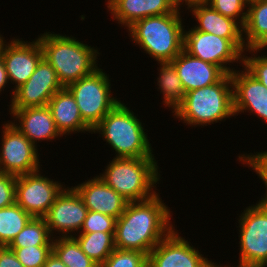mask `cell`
Returning a JSON list of instances; mask_svg holds the SVG:
<instances>
[{"label": "cell", "mask_w": 267, "mask_h": 267, "mask_svg": "<svg viewBox=\"0 0 267 267\" xmlns=\"http://www.w3.org/2000/svg\"><path fill=\"white\" fill-rule=\"evenodd\" d=\"M184 238L174 229L148 254L147 267H211L212 260Z\"/></svg>", "instance_id": "cell-14"}, {"label": "cell", "mask_w": 267, "mask_h": 267, "mask_svg": "<svg viewBox=\"0 0 267 267\" xmlns=\"http://www.w3.org/2000/svg\"><path fill=\"white\" fill-rule=\"evenodd\" d=\"M193 14L198 25L195 30L207 32L226 39H243V27L234 19L225 17L208 3H194L185 8Z\"/></svg>", "instance_id": "cell-22"}, {"label": "cell", "mask_w": 267, "mask_h": 267, "mask_svg": "<svg viewBox=\"0 0 267 267\" xmlns=\"http://www.w3.org/2000/svg\"><path fill=\"white\" fill-rule=\"evenodd\" d=\"M122 101L119 102L92 130L115 152V157H155L148 133L138 115ZM104 137V138H103Z\"/></svg>", "instance_id": "cell-5"}, {"label": "cell", "mask_w": 267, "mask_h": 267, "mask_svg": "<svg viewBox=\"0 0 267 267\" xmlns=\"http://www.w3.org/2000/svg\"><path fill=\"white\" fill-rule=\"evenodd\" d=\"M243 39L247 49H267V0L248 1Z\"/></svg>", "instance_id": "cell-23"}, {"label": "cell", "mask_w": 267, "mask_h": 267, "mask_svg": "<svg viewBox=\"0 0 267 267\" xmlns=\"http://www.w3.org/2000/svg\"><path fill=\"white\" fill-rule=\"evenodd\" d=\"M62 88L57 73L43 58L27 82L14 91L9 109L47 106Z\"/></svg>", "instance_id": "cell-15"}, {"label": "cell", "mask_w": 267, "mask_h": 267, "mask_svg": "<svg viewBox=\"0 0 267 267\" xmlns=\"http://www.w3.org/2000/svg\"><path fill=\"white\" fill-rule=\"evenodd\" d=\"M116 218L96 211L88 210L83 226L79 233H115Z\"/></svg>", "instance_id": "cell-33"}, {"label": "cell", "mask_w": 267, "mask_h": 267, "mask_svg": "<svg viewBox=\"0 0 267 267\" xmlns=\"http://www.w3.org/2000/svg\"><path fill=\"white\" fill-rule=\"evenodd\" d=\"M38 40L43 58L55 70L63 87L94 73L100 67L97 63L98 49L72 35L44 32L38 35Z\"/></svg>", "instance_id": "cell-2"}, {"label": "cell", "mask_w": 267, "mask_h": 267, "mask_svg": "<svg viewBox=\"0 0 267 267\" xmlns=\"http://www.w3.org/2000/svg\"><path fill=\"white\" fill-rule=\"evenodd\" d=\"M64 187L41 170L16 176L15 202L32 217L43 218Z\"/></svg>", "instance_id": "cell-11"}, {"label": "cell", "mask_w": 267, "mask_h": 267, "mask_svg": "<svg viewBox=\"0 0 267 267\" xmlns=\"http://www.w3.org/2000/svg\"><path fill=\"white\" fill-rule=\"evenodd\" d=\"M172 113L174 118L192 127L234 117L231 74H226L218 83L186 92L183 102Z\"/></svg>", "instance_id": "cell-3"}, {"label": "cell", "mask_w": 267, "mask_h": 267, "mask_svg": "<svg viewBox=\"0 0 267 267\" xmlns=\"http://www.w3.org/2000/svg\"><path fill=\"white\" fill-rule=\"evenodd\" d=\"M106 3L113 21L125 28L140 19L173 13L178 9L173 0H107Z\"/></svg>", "instance_id": "cell-19"}, {"label": "cell", "mask_w": 267, "mask_h": 267, "mask_svg": "<svg viewBox=\"0 0 267 267\" xmlns=\"http://www.w3.org/2000/svg\"><path fill=\"white\" fill-rule=\"evenodd\" d=\"M33 217L16 202L0 209V246H8Z\"/></svg>", "instance_id": "cell-26"}, {"label": "cell", "mask_w": 267, "mask_h": 267, "mask_svg": "<svg viewBox=\"0 0 267 267\" xmlns=\"http://www.w3.org/2000/svg\"><path fill=\"white\" fill-rule=\"evenodd\" d=\"M0 55L5 63L8 80L15 84L11 92L12 99L14 91L25 84L36 70L43 59V51L38 38L25 42L14 37L7 42L0 34Z\"/></svg>", "instance_id": "cell-12"}, {"label": "cell", "mask_w": 267, "mask_h": 267, "mask_svg": "<svg viewBox=\"0 0 267 267\" xmlns=\"http://www.w3.org/2000/svg\"><path fill=\"white\" fill-rule=\"evenodd\" d=\"M8 83L10 82L8 80L5 63L2 56L0 55V93L4 91Z\"/></svg>", "instance_id": "cell-37"}, {"label": "cell", "mask_w": 267, "mask_h": 267, "mask_svg": "<svg viewBox=\"0 0 267 267\" xmlns=\"http://www.w3.org/2000/svg\"><path fill=\"white\" fill-rule=\"evenodd\" d=\"M156 161L155 157H114L98 176L128 202L144 201L157 194L161 174Z\"/></svg>", "instance_id": "cell-6"}, {"label": "cell", "mask_w": 267, "mask_h": 267, "mask_svg": "<svg viewBox=\"0 0 267 267\" xmlns=\"http://www.w3.org/2000/svg\"><path fill=\"white\" fill-rule=\"evenodd\" d=\"M263 50L266 49H247L245 52L251 56L243 54L242 65L267 88V55H258Z\"/></svg>", "instance_id": "cell-34"}, {"label": "cell", "mask_w": 267, "mask_h": 267, "mask_svg": "<svg viewBox=\"0 0 267 267\" xmlns=\"http://www.w3.org/2000/svg\"><path fill=\"white\" fill-rule=\"evenodd\" d=\"M42 267H66V265L52 252Z\"/></svg>", "instance_id": "cell-38"}, {"label": "cell", "mask_w": 267, "mask_h": 267, "mask_svg": "<svg viewBox=\"0 0 267 267\" xmlns=\"http://www.w3.org/2000/svg\"><path fill=\"white\" fill-rule=\"evenodd\" d=\"M28 246H53V238L44 218L33 217L8 245L9 248Z\"/></svg>", "instance_id": "cell-28"}, {"label": "cell", "mask_w": 267, "mask_h": 267, "mask_svg": "<svg viewBox=\"0 0 267 267\" xmlns=\"http://www.w3.org/2000/svg\"><path fill=\"white\" fill-rule=\"evenodd\" d=\"M205 2L225 17L236 20L243 27L248 0H206Z\"/></svg>", "instance_id": "cell-30"}, {"label": "cell", "mask_w": 267, "mask_h": 267, "mask_svg": "<svg viewBox=\"0 0 267 267\" xmlns=\"http://www.w3.org/2000/svg\"><path fill=\"white\" fill-rule=\"evenodd\" d=\"M255 204L246 207L238 218V263L267 267V206Z\"/></svg>", "instance_id": "cell-9"}, {"label": "cell", "mask_w": 267, "mask_h": 267, "mask_svg": "<svg viewBox=\"0 0 267 267\" xmlns=\"http://www.w3.org/2000/svg\"><path fill=\"white\" fill-rule=\"evenodd\" d=\"M184 92L218 83L226 73L217 65L195 58L182 50L172 61Z\"/></svg>", "instance_id": "cell-20"}, {"label": "cell", "mask_w": 267, "mask_h": 267, "mask_svg": "<svg viewBox=\"0 0 267 267\" xmlns=\"http://www.w3.org/2000/svg\"><path fill=\"white\" fill-rule=\"evenodd\" d=\"M74 238L82 251L100 266L115 249L114 233L101 231L93 233H78Z\"/></svg>", "instance_id": "cell-25"}, {"label": "cell", "mask_w": 267, "mask_h": 267, "mask_svg": "<svg viewBox=\"0 0 267 267\" xmlns=\"http://www.w3.org/2000/svg\"><path fill=\"white\" fill-rule=\"evenodd\" d=\"M180 10L133 23L127 28L132 43L139 45L157 63L171 62L183 50L185 26Z\"/></svg>", "instance_id": "cell-4"}, {"label": "cell", "mask_w": 267, "mask_h": 267, "mask_svg": "<svg viewBox=\"0 0 267 267\" xmlns=\"http://www.w3.org/2000/svg\"><path fill=\"white\" fill-rule=\"evenodd\" d=\"M239 162H242V165H247L249 169H252L259 178L262 180L266 187L265 196L259 199L257 203L267 206V151L249 153V154H241L238 156Z\"/></svg>", "instance_id": "cell-32"}, {"label": "cell", "mask_w": 267, "mask_h": 267, "mask_svg": "<svg viewBox=\"0 0 267 267\" xmlns=\"http://www.w3.org/2000/svg\"><path fill=\"white\" fill-rule=\"evenodd\" d=\"M206 0H173V2L177 5L178 8L182 7L181 5H186L187 7L199 2H204ZM185 3V4H183Z\"/></svg>", "instance_id": "cell-39"}, {"label": "cell", "mask_w": 267, "mask_h": 267, "mask_svg": "<svg viewBox=\"0 0 267 267\" xmlns=\"http://www.w3.org/2000/svg\"><path fill=\"white\" fill-rule=\"evenodd\" d=\"M73 188L80 195L88 210L110 215L116 219L122 215L128 203L98 175Z\"/></svg>", "instance_id": "cell-18"}, {"label": "cell", "mask_w": 267, "mask_h": 267, "mask_svg": "<svg viewBox=\"0 0 267 267\" xmlns=\"http://www.w3.org/2000/svg\"><path fill=\"white\" fill-rule=\"evenodd\" d=\"M47 106L62 136L77 132L93 134L92 129L83 121L74 96L66 87L57 91Z\"/></svg>", "instance_id": "cell-21"}, {"label": "cell", "mask_w": 267, "mask_h": 267, "mask_svg": "<svg viewBox=\"0 0 267 267\" xmlns=\"http://www.w3.org/2000/svg\"><path fill=\"white\" fill-rule=\"evenodd\" d=\"M1 135L0 173L20 176L42 170L38 147L11 122H4Z\"/></svg>", "instance_id": "cell-10"}, {"label": "cell", "mask_w": 267, "mask_h": 267, "mask_svg": "<svg viewBox=\"0 0 267 267\" xmlns=\"http://www.w3.org/2000/svg\"><path fill=\"white\" fill-rule=\"evenodd\" d=\"M148 256L135 250L115 248L99 267H147Z\"/></svg>", "instance_id": "cell-29"}, {"label": "cell", "mask_w": 267, "mask_h": 267, "mask_svg": "<svg viewBox=\"0 0 267 267\" xmlns=\"http://www.w3.org/2000/svg\"><path fill=\"white\" fill-rule=\"evenodd\" d=\"M190 29L184 30L183 44V50L189 55L219 66L226 74L235 70L229 67L231 63L243 64L244 39H226L193 27Z\"/></svg>", "instance_id": "cell-8"}, {"label": "cell", "mask_w": 267, "mask_h": 267, "mask_svg": "<svg viewBox=\"0 0 267 267\" xmlns=\"http://www.w3.org/2000/svg\"><path fill=\"white\" fill-rule=\"evenodd\" d=\"M24 267H42L52 253V246L11 248Z\"/></svg>", "instance_id": "cell-31"}, {"label": "cell", "mask_w": 267, "mask_h": 267, "mask_svg": "<svg viewBox=\"0 0 267 267\" xmlns=\"http://www.w3.org/2000/svg\"><path fill=\"white\" fill-rule=\"evenodd\" d=\"M211 267H230L229 265H223V266H219L218 263H214L212 262L211 264ZM233 267V266H232ZM235 267V266H234ZM237 267H258V266H251V265H248V264H241V263H238Z\"/></svg>", "instance_id": "cell-40"}, {"label": "cell", "mask_w": 267, "mask_h": 267, "mask_svg": "<svg viewBox=\"0 0 267 267\" xmlns=\"http://www.w3.org/2000/svg\"><path fill=\"white\" fill-rule=\"evenodd\" d=\"M169 208L159 192L144 201L128 202L122 215L116 219L115 248L135 250L148 256L175 229Z\"/></svg>", "instance_id": "cell-1"}, {"label": "cell", "mask_w": 267, "mask_h": 267, "mask_svg": "<svg viewBox=\"0 0 267 267\" xmlns=\"http://www.w3.org/2000/svg\"><path fill=\"white\" fill-rule=\"evenodd\" d=\"M16 176L0 173V209L15 203Z\"/></svg>", "instance_id": "cell-35"}, {"label": "cell", "mask_w": 267, "mask_h": 267, "mask_svg": "<svg viewBox=\"0 0 267 267\" xmlns=\"http://www.w3.org/2000/svg\"><path fill=\"white\" fill-rule=\"evenodd\" d=\"M159 76H157V85L160 93L163 94V103L165 107L175 109L183 102L185 92L178 76L177 70L172 62H158Z\"/></svg>", "instance_id": "cell-24"}, {"label": "cell", "mask_w": 267, "mask_h": 267, "mask_svg": "<svg viewBox=\"0 0 267 267\" xmlns=\"http://www.w3.org/2000/svg\"><path fill=\"white\" fill-rule=\"evenodd\" d=\"M52 252L66 267H99L82 251L74 237L53 238Z\"/></svg>", "instance_id": "cell-27"}, {"label": "cell", "mask_w": 267, "mask_h": 267, "mask_svg": "<svg viewBox=\"0 0 267 267\" xmlns=\"http://www.w3.org/2000/svg\"><path fill=\"white\" fill-rule=\"evenodd\" d=\"M8 111L15 119L10 121L11 124L24 134L36 147L37 140L38 142L44 140L52 141L62 136L55 126L52 112L48 106L9 109Z\"/></svg>", "instance_id": "cell-17"}, {"label": "cell", "mask_w": 267, "mask_h": 267, "mask_svg": "<svg viewBox=\"0 0 267 267\" xmlns=\"http://www.w3.org/2000/svg\"><path fill=\"white\" fill-rule=\"evenodd\" d=\"M0 267H24L8 246H0Z\"/></svg>", "instance_id": "cell-36"}, {"label": "cell", "mask_w": 267, "mask_h": 267, "mask_svg": "<svg viewBox=\"0 0 267 267\" xmlns=\"http://www.w3.org/2000/svg\"><path fill=\"white\" fill-rule=\"evenodd\" d=\"M87 212L88 209L73 186H65L43 218L52 238L74 237L76 232H80Z\"/></svg>", "instance_id": "cell-13"}, {"label": "cell", "mask_w": 267, "mask_h": 267, "mask_svg": "<svg viewBox=\"0 0 267 267\" xmlns=\"http://www.w3.org/2000/svg\"><path fill=\"white\" fill-rule=\"evenodd\" d=\"M109 75L99 68L66 88L74 96L83 121L93 130L121 100L113 96Z\"/></svg>", "instance_id": "cell-7"}, {"label": "cell", "mask_w": 267, "mask_h": 267, "mask_svg": "<svg viewBox=\"0 0 267 267\" xmlns=\"http://www.w3.org/2000/svg\"><path fill=\"white\" fill-rule=\"evenodd\" d=\"M242 67L231 73L235 116L245 111L267 122V88Z\"/></svg>", "instance_id": "cell-16"}]
</instances>
